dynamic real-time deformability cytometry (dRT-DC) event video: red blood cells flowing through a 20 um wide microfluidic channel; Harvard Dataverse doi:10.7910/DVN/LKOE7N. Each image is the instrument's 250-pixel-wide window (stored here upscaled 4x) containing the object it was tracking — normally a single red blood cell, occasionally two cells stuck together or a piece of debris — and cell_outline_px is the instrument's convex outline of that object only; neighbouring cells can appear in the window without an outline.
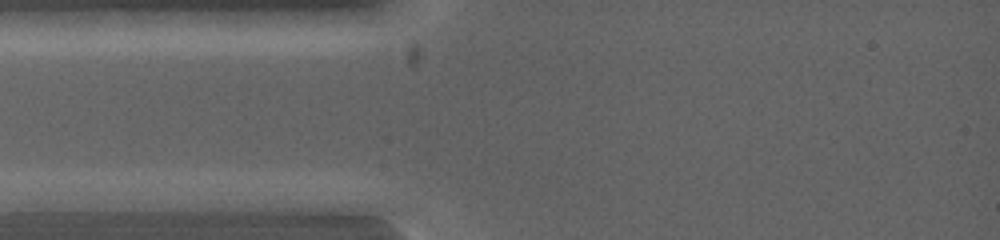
{"species": "common noctule bat (a hibernating species)", "species_latin": "Nyctalus noctula", "temperature_condition": "warm", "stored_images_in_passage": 3, "segment_of_instrument_passage": [1, 2], "camera_frame_rate_fps": 5000, "um_per_image_px": 0.085, "animal": {"sex": "female", "body_mass_g": 19.0, "forearm_length_mm": 53.3}, "frame": {"image": 1, "passage_image": 1, "time_ms": 0.0, "image_size_px": [1000, 240], "cell_outline_px": [[184, 200], [172, 208], [140, 212], [16, 212], [16, 200], [44, 192], [164, 192]], "centroid_in_image_um": [8.24, 17.18], "position_along_channel_um": 76.8, "area_um2": 21.73}}